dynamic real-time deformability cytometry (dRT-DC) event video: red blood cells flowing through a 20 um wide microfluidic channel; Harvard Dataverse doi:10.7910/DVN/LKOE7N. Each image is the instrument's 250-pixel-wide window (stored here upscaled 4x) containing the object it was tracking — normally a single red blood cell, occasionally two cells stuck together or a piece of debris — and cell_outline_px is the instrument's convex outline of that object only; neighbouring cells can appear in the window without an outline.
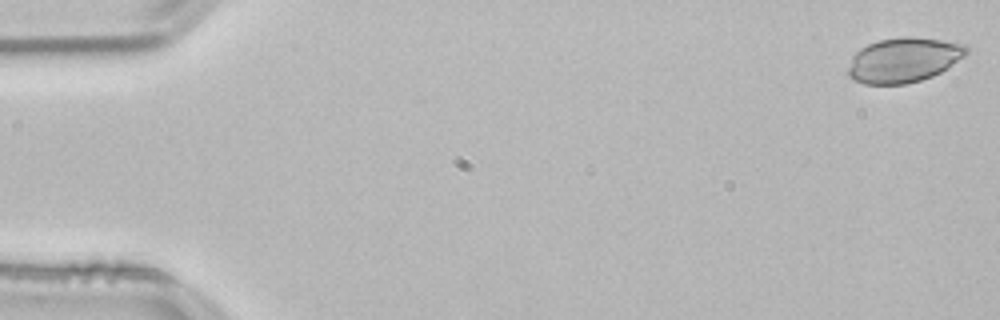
{"species": "common noctule bat (a hibernating species)", "species_latin": "Nyctalus noctula", "temperature_condition": "room temperature", "stored_images_in_passage": 53, "camera_frame_rate_fps": 3000, "um_per_image_px": 0.085, "animal": {"sex": "male", "body_mass_g": 21.5, "forearm_length_mm": 52.0}, "frame": {"image": 1, "passage_image": 1, "time_ms": 0.0, "image_size_px": [1000, 320], "cell_outline_px": [[968, 52], [964, 56], [948, 68], [932, 76], [908, 84], [864, 84], [852, 80], [848, 76], [848, 68], [852, 56], [860, 48], [868, 44], [880, 40], [904, 36], [912, 36], [940, 40], [964, 44], [968, 48]], "centroid_in_image_um": [76.79, 5.1], "position_along_channel_um": 8.2, "area_um2": 30.92}}
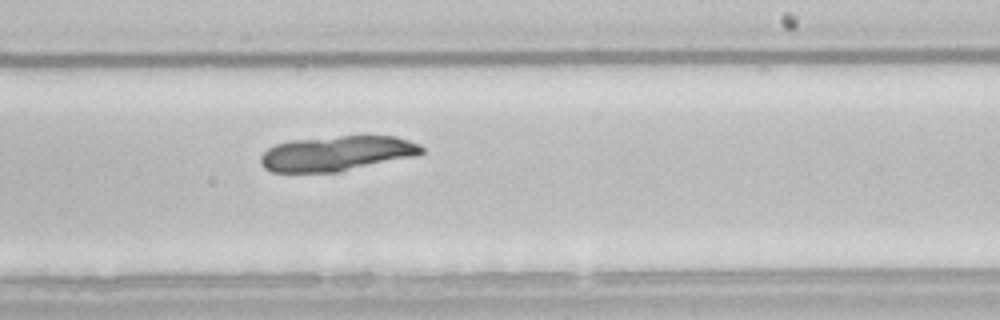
{"frame": {"image": 2, "passage_image": 32, "time_ms": 10.333, "image_size_px": [1000, 320], "cell_outline_px": [[424, 152], [416, 156], [340, 172], [272, 172], [264, 168], [260, 164], [260, 156], [268, 148], [276, 144], [288, 140], [340, 136], [396, 136], [420, 144], [424, 148]], "centroid_in_image_um": [28.63, 13.04], "position_along_channel_um": 260.4, "area_um2": 33.18}}
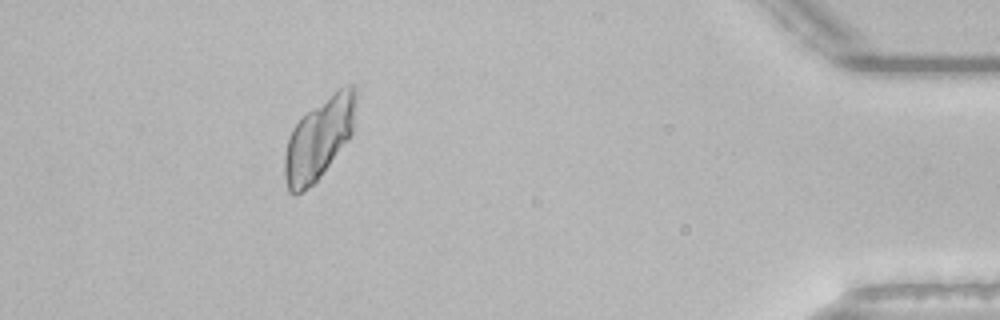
{"frame": {"image": 3, "passage_image": 48, "time_ms": 15.667, "image_size_px": [1000, 320], "cell_outline_px": [[356, 96], [352, 132], [348, 140], [316, 180], [312, 184], [300, 192], [288, 192], [284, 172], [284, 152], [288, 136], [292, 128], [308, 112], [336, 88], [348, 84], [352, 84], [356, 88]], "centroid_in_image_um": [27.1, 11.74], "position_along_channel_um": 408.1, "area_um2": 33.23}}